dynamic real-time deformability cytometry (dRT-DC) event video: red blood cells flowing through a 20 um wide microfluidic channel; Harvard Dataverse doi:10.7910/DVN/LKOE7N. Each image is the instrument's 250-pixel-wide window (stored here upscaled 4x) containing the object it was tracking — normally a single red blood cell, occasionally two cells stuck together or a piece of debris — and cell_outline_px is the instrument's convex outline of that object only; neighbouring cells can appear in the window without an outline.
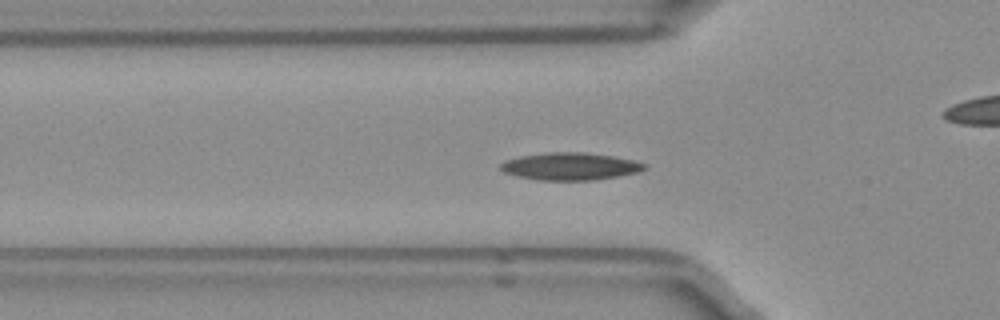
{"species": "Egyptian fruit bat (a non-hibernating species)", "species_latin": "Rousettus aegyptiacus", "temperature_condition": "room temperature", "stored_images_in_passage": 45, "camera_frame_rate_fps": 3000, "um_per_image_px": 0.085, "frame": {"image": 1, "passage_image": 14, "time_ms": 4.333, "image_size_px": [1000, 320], "cell_outline_px": [[648, 168], [640, 172], [592, 180], [540, 180], [516, 176], [504, 172], [500, 168], [500, 164], [504, 160], [520, 156], [548, 152], [584, 152], [612, 156], [632, 160], [648, 164]], "centroid_in_image_um": [48.47, 14.13], "position_along_channel_um": 77.3, "area_um2": 23.0}, "authors_computed_cell_mechanics": {"area_um2": 20.808, "velocity_mm_per_s": 3.916, "shape_relaxation_time_tau1_ms": 5.15, "shape_relaxation_time_tau2_ms": 3.8636, "deformation_change_tau1": 0.1398, "deformation_change_tau2": 0.0824}}